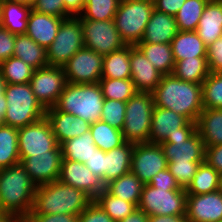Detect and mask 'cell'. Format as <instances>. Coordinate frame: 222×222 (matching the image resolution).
Instances as JSON below:
<instances>
[{"mask_svg":"<svg viewBox=\"0 0 222 222\" xmlns=\"http://www.w3.org/2000/svg\"><path fill=\"white\" fill-rule=\"evenodd\" d=\"M154 106L173 110L191 122H197L204 107L202 84L183 81L171 75H163L152 92Z\"/></svg>","mask_w":222,"mask_h":222,"instance_id":"obj_1","label":"cell"},{"mask_svg":"<svg viewBox=\"0 0 222 222\" xmlns=\"http://www.w3.org/2000/svg\"><path fill=\"white\" fill-rule=\"evenodd\" d=\"M36 187L20 163L0 169V211L24 220L33 209Z\"/></svg>","mask_w":222,"mask_h":222,"instance_id":"obj_2","label":"cell"},{"mask_svg":"<svg viewBox=\"0 0 222 222\" xmlns=\"http://www.w3.org/2000/svg\"><path fill=\"white\" fill-rule=\"evenodd\" d=\"M93 199L84 191L56 180L36 187L29 214L79 215Z\"/></svg>","mask_w":222,"mask_h":222,"instance_id":"obj_3","label":"cell"},{"mask_svg":"<svg viewBox=\"0 0 222 222\" xmlns=\"http://www.w3.org/2000/svg\"><path fill=\"white\" fill-rule=\"evenodd\" d=\"M104 100L99 83H67L55 107L59 111L73 114L91 124L100 120Z\"/></svg>","mask_w":222,"mask_h":222,"instance_id":"obj_4","label":"cell"},{"mask_svg":"<svg viewBox=\"0 0 222 222\" xmlns=\"http://www.w3.org/2000/svg\"><path fill=\"white\" fill-rule=\"evenodd\" d=\"M4 124L20 129L45 117L46 109L36 99L29 83L7 84Z\"/></svg>","mask_w":222,"mask_h":222,"instance_id":"obj_5","label":"cell"},{"mask_svg":"<svg viewBox=\"0 0 222 222\" xmlns=\"http://www.w3.org/2000/svg\"><path fill=\"white\" fill-rule=\"evenodd\" d=\"M154 10L151 0H121L114 16V23L126 45L136 46Z\"/></svg>","mask_w":222,"mask_h":222,"instance_id":"obj_6","label":"cell"},{"mask_svg":"<svg viewBox=\"0 0 222 222\" xmlns=\"http://www.w3.org/2000/svg\"><path fill=\"white\" fill-rule=\"evenodd\" d=\"M153 108L151 92H137L126 102L125 121L121 130L126 142H149Z\"/></svg>","mask_w":222,"mask_h":222,"instance_id":"obj_7","label":"cell"},{"mask_svg":"<svg viewBox=\"0 0 222 222\" xmlns=\"http://www.w3.org/2000/svg\"><path fill=\"white\" fill-rule=\"evenodd\" d=\"M83 47L85 44L79 17L63 19L54 41L46 49L48 65L63 67Z\"/></svg>","mask_w":222,"mask_h":222,"instance_id":"obj_8","label":"cell"},{"mask_svg":"<svg viewBox=\"0 0 222 222\" xmlns=\"http://www.w3.org/2000/svg\"><path fill=\"white\" fill-rule=\"evenodd\" d=\"M187 193L185 189H162L144 184L137 206L148 216L186 214Z\"/></svg>","mask_w":222,"mask_h":222,"instance_id":"obj_9","label":"cell"},{"mask_svg":"<svg viewBox=\"0 0 222 222\" xmlns=\"http://www.w3.org/2000/svg\"><path fill=\"white\" fill-rule=\"evenodd\" d=\"M81 21L84 44L99 55L106 56L113 51L122 49L126 43L122 40L114 19L95 21L79 19Z\"/></svg>","mask_w":222,"mask_h":222,"instance_id":"obj_10","label":"cell"},{"mask_svg":"<svg viewBox=\"0 0 222 222\" xmlns=\"http://www.w3.org/2000/svg\"><path fill=\"white\" fill-rule=\"evenodd\" d=\"M29 84L36 99L47 109L57 104L67 79L63 67L47 65L34 70Z\"/></svg>","mask_w":222,"mask_h":222,"instance_id":"obj_11","label":"cell"},{"mask_svg":"<svg viewBox=\"0 0 222 222\" xmlns=\"http://www.w3.org/2000/svg\"><path fill=\"white\" fill-rule=\"evenodd\" d=\"M58 146L46 117L18 129L19 157L48 154V151H54Z\"/></svg>","mask_w":222,"mask_h":222,"instance_id":"obj_12","label":"cell"},{"mask_svg":"<svg viewBox=\"0 0 222 222\" xmlns=\"http://www.w3.org/2000/svg\"><path fill=\"white\" fill-rule=\"evenodd\" d=\"M104 56L83 47L77 51L63 66L67 83H99L102 75Z\"/></svg>","mask_w":222,"mask_h":222,"instance_id":"obj_13","label":"cell"},{"mask_svg":"<svg viewBox=\"0 0 222 222\" xmlns=\"http://www.w3.org/2000/svg\"><path fill=\"white\" fill-rule=\"evenodd\" d=\"M196 131V122L189 121L173 110L154 106L151 116L149 143L160 144L172 135L194 134Z\"/></svg>","mask_w":222,"mask_h":222,"instance_id":"obj_14","label":"cell"},{"mask_svg":"<svg viewBox=\"0 0 222 222\" xmlns=\"http://www.w3.org/2000/svg\"><path fill=\"white\" fill-rule=\"evenodd\" d=\"M167 167L168 161L160 144L149 142L135 144L131 172L143 184H149L158 172Z\"/></svg>","mask_w":222,"mask_h":222,"instance_id":"obj_15","label":"cell"},{"mask_svg":"<svg viewBox=\"0 0 222 222\" xmlns=\"http://www.w3.org/2000/svg\"><path fill=\"white\" fill-rule=\"evenodd\" d=\"M160 145L168 162L205 161V145L197 131L172 135Z\"/></svg>","mask_w":222,"mask_h":222,"instance_id":"obj_16","label":"cell"},{"mask_svg":"<svg viewBox=\"0 0 222 222\" xmlns=\"http://www.w3.org/2000/svg\"><path fill=\"white\" fill-rule=\"evenodd\" d=\"M59 181L84 191L93 200L104 190L106 183L85 166V163L62 159Z\"/></svg>","mask_w":222,"mask_h":222,"instance_id":"obj_17","label":"cell"},{"mask_svg":"<svg viewBox=\"0 0 222 222\" xmlns=\"http://www.w3.org/2000/svg\"><path fill=\"white\" fill-rule=\"evenodd\" d=\"M61 161L62 150L60 145L54 151H48V154L20 157V164L37 186L58 180Z\"/></svg>","mask_w":222,"mask_h":222,"instance_id":"obj_18","label":"cell"},{"mask_svg":"<svg viewBox=\"0 0 222 222\" xmlns=\"http://www.w3.org/2000/svg\"><path fill=\"white\" fill-rule=\"evenodd\" d=\"M188 222H222V188L210 193L187 194Z\"/></svg>","mask_w":222,"mask_h":222,"instance_id":"obj_19","label":"cell"},{"mask_svg":"<svg viewBox=\"0 0 222 222\" xmlns=\"http://www.w3.org/2000/svg\"><path fill=\"white\" fill-rule=\"evenodd\" d=\"M131 81L137 92H153L161 81L163 74L146 58L143 52L130 45Z\"/></svg>","mask_w":222,"mask_h":222,"instance_id":"obj_20","label":"cell"},{"mask_svg":"<svg viewBox=\"0 0 222 222\" xmlns=\"http://www.w3.org/2000/svg\"><path fill=\"white\" fill-rule=\"evenodd\" d=\"M45 117L49 121L59 145L90 130L88 121L73 114L59 111L55 106L46 109Z\"/></svg>","mask_w":222,"mask_h":222,"instance_id":"obj_21","label":"cell"},{"mask_svg":"<svg viewBox=\"0 0 222 222\" xmlns=\"http://www.w3.org/2000/svg\"><path fill=\"white\" fill-rule=\"evenodd\" d=\"M63 19L65 18L39 13L32 9L25 34L47 49L54 41Z\"/></svg>","mask_w":222,"mask_h":222,"instance_id":"obj_22","label":"cell"},{"mask_svg":"<svg viewBox=\"0 0 222 222\" xmlns=\"http://www.w3.org/2000/svg\"><path fill=\"white\" fill-rule=\"evenodd\" d=\"M178 31L174 16L154 9L139 43H171Z\"/></svg>","mask_w":222,"mask_h":222,"instance_id":"obj_23","label":"cell"},{"mask_svg":"<svg viewBox=\"0 0 222 222\" xmlns=\"http://www.w3.org/2000/svg\"><path fill=\"white\" fill-rule=\"evenodd\" d=\"M208 47L222 37V0H209L195 30Z\"/></svg>","mask_w":222,"mask_h":222,"instance_id":"obj_24","label":"cell"},{"mask_svg":"<svg viewBox=\"0 0 222 222\" xmlns=\"http://www.w3.org/2000/svg\"><path fill=\"white\" fill-rule=\"evenodd\" d=\"M134 147V143L125 142L120 147L105 152V174L102 179L106 184L131 171Z\"/></svg>","mask_w":222,"mask_h":222,"instance_id":"obj_25","label":"cell"},{"mask_svg":"<svg viewBox=\"0 0 222 222\" xmlns=\"http://www.w3.org/2000/svg\"><path fill=\"white\" fill-rule=\"evenodd\" d=\"M31 6L0 0V25L14 34H25Z\"/></svg>","mask_w":222,"mask_h":222,"instance_id":"obj_26","label":"cell"},{"mask_svg":"<svg viewBox=\"0 0 222 222\" xmlns=\"http://www.w3.org/2000/svg\"><path fill=\"white\" fill-rule=\"evenodd\" d=\"M196 125L205 147L222 144V109L204 108Z\"/></svg>","mask_w":222,"mask_h":222,"instance_id":"obj_27","label":"cell"},{"mask_svg":"<svg viewBox=\"0 0 222 222\" xmlns=\"http://www.w3.org/2000/svg\"><path fill=\"white\" fill-rule=\"evenodd\" d=\"M175 63L193 57H207V47L195 31H178L171 41Z\"/></svg>","mask_w":222,"mask_h":222,"instance_id":"obj_28","label":"cell"},{"mask_svg":"<svg viewBox=\"0 0 222 222\" xmlns=\"http://www.w3.org/2000/svg\"><path fill=\"white\" fill-rule=\"evenodd\" d=\"M13 56L20 58L34 69L48 65L46 49L26 34H16Z\"/></svg>","mask_w":222,"mask_h":222,"instance_id":"obj_29","label":"cell"},{"mask_svg":"<svg viewBox=\"0 0 222 222\" xmlns=\"http://www.w3.org/2000/svg\"><path fill=\"white\" fill-rule=\"evenodd\" d=\"M144 184L130 171L117 179L106 184V191L113 196L133 203L139 204Z\"/></svg>","mask_w":222,"mask_h":222,"instance_id":"obj_30","label":"cell"},{"mask_svg":"<svg viewBox=\"0 0 222 222\" xmlns=\"http://www.w3.org/2000/svg\"><path fill=\"white\" fill-rule=\"evenodd\" d=\"M136 46L163 75L172 74L175 60L170 43H138Z\"/></svg>","mask_w":222,"mask_h":222,"instance_id":"obj_31","label":"cell"},{"mask_svg":"<svg viewBox=\"0 0 222 222\" xmlns=\"http://www.w3.org/2000/svg\"><path fill=\"white\" fill-rule=\"evenodd\" d=\"M101 78L131 79L130 45L104 56Z\"/></svg>","mask_w":222,"mask_h":222,"instance_id":"obj_32","label":"cell"},{"mask_svg":"<svg viewBox=\"0 0 222 222\" xmlns=\"http://www.w3.org/2000/svg\"><path fill=\"white\" fill-rule=\"evenodd\" d=\"M222 188V176L207 162L200 163L191 183L185 189L187 194L200 195Z\"/></svg>","mask_w":222,"mask_h":222,"instance_id":"obj_33","label":"cell"},{"mask_svg":"<svg viewBox=\"0 0 222 222\" xmlns=\"http://www.w3.org/2000/svg\"><path fill=\"white\" fill-rule=\"evenodd\" d=\"M62 159L86 163L96 153V145L90 130L79 137L69 139L61 145Z\"/></svg>","mask_w":222,"mask_h":222,"instance_id":"obj_34","label":"cell"},{"mask_svg":"<svg viewBox=\"0 0 222 222\" xmlns=\"http://www.w3.org/2000/svg\"><path fill=\"white\" fill-rule=\"evenodd\" d=\"M210 74L207 57H193L175 63L172 75L180 80L202 84Z\"/></svg>","mask_w":222,"mask_h":222,"instance_id":"obj_35","label":"cell"},{"mask_svg":"<svg viewBox=\"0 0 222 222\" xmlns=\"http://www.w3.org/2000/svg\"><path fill=\"white\" fill-rule=\"evenodd\" d=\"M20 163L18 129L9 125L0 126V169Z\"/></svg>","mask_w":222,"mask_h":222,"instance_id":"obj_36","label":"cell"},{"mask_svg":"<svg viewBox=\"0 0 222 222\" xmlns=\"http://www.w3.org/2000/svg\"><path fill=\"white\" fill-rule=\"evenodd\" d=\"M90 132L96 147L104 152L120 147L126 142L121 130L111 127L102 120L91 123Z\"/></svg>","mask_w":222,"mask_h":222,"instance_id":"obj_37","label":"cell"},{"mask_svg":"<svg viewBox=\"0 0 222 222\" xmlns=\"http://www.w3.org/2000/svg\"><path fill=\"white\" fill-rule=\"evenodd\" d=\"M209 0H186L174 16L179 31H195Z\"/></svg>","mask_w":222,"mask_h":222,"instance_id":"obj_38","label":"cell"},{"mask_svg":"<svg viewBox=\"0 0 222 222\" xmlns=\"http://www.w3.org/2000/svg\"><path fill=\"white\" fill-rule=\"evenodd\" d=\"M34 70L33 67L15 56L0 64V72L7 84L29 83Z\"/></svg>","mask_w":222,"mask_h":222,"instance_id":"obj_39","label":"cell"},{"mask_svg":"<svg viewBox=\"0 0 222 222\" xmlns=\"http://www.w3.org/2000/svg\"><path fill=\"white\" fill-rule=\"evenodd\" d=\"M99 85L105 99L127 102L137 93L131 79L101 78Z\"/></svg>","mask_w":222,"mask_h":222,"instance_id":"obj_40","label":"cell"},{"mask_svg":"<svg viewBox=\"0 0 222 222\" xmlns=\"http://www.w3.org/2000/svg\"><path fill=\"white\" fill-rule=\"evenodd\" d=\"M94 200L115 222H120L137 208L133 203L113 196L106 190L100 193Z\"/></svg>","mask_w":222,"mask_h":222,"instance_id":"obj_41","label":"cell"},{"mask_svg":"<svg viewBox=\"0 0 222 222\" xmlns=\"http://www.w3.org/2000/svg\"><path fill=\"white\" fill-rule=\"evenodd\" d=\"M121 0H86L79 19L106 21L114 19Z\"/></svg>","mask_w":222,"mask_h":222,"instance_id":"obj_42","label":"cell"},{"mask_svg":"<svg viewBox=\"0 0 222 222\" xmlns=\"http://www.w3.org/2000/svg\"><path fill=\"white\" fill-rule=\"evenodd\" d=\"M204 108L222 109V72H210L202 83Z\"/></svg>","mask_w":222,"mask_h":222,"instance_id":"obj_43","label":"cell"},{"mask_svg":"<svg viewBox=\"0 0 222 222\" xmlns=\"http://www.w3.org/2000/svg\"><path fill=\"white\" fill-rule=\"evenodd\" d=\"M126 102L105 99L102 106L101 118L111 127L122 130L125 121Z\"/></svg>","mask_w":222,"mask_h":222,"instance_id":"obj_44","label":"cell"},{"mask_svg":"<svg viewBox=\"0 0 222 222\" xmlns=\"http://www.w3.org/2000/svg\"><path fill=\"white\" fill-rule=\"evenodd\" d=\"M202 162H168V170L175 177L181 188L186 189L191 183Z\"/></svg>","mask_w":222,"mask_h":222,"instance_id":"obj_45","label":"cell"},{"mask_svg":"<svg viewBox=\"0 0 222 222\" xmlns=\"http://www.w3.org/2000/svg\"><path fill=\"white\" fill-rule=\"evenodd\" d=\"M32 9L36 12L55 17H71L65 10L63 0H37Z\"/></svg>","mask_w":222,"mask_h":222,"instance_id":"obj_46","label":"cell"},{"mask_svg":"<svg viewBox=\"0 0 222 222\" xmlns=\"http://www.w3.org/2000/svg\"><path fill=\"white\" fill-rule=\"evenodd\" d=\"M78 222H115L102 207L93 200L79 215Z\"/></svg>","mask_w":222,"mask_h":222,"instance_id":"obj_47","label":"cell"},{"mask_svg":"<svg viewBox=\"0 0 222 222\" xmlns=\"http://www.w3.org/2000/svg\"><path fill=\"white\" fill-rule=\"evenodd\" d=\"M207 63L210 72H222V37L207 47Z\"/></svg>","mask_w":222,"mask_h":222,"instance_id":"obj_48","label":"cell"},{"mask_svg":"<svg viewBox=\"0 0 222 222\" xmlns=\"http://www.w3.org/2000/svg\"><path fill=\"white\" fill-rule=\"evenodd\" d=\"M16 34L0 25V64L13 56Z\"/></svg>","mask_w":222,"mask_h":222,"instance_id":"obj_49","label":"cell"},{"mask_svg":"<svg viewBox=\"0 0 222 222\" xmlns=\"http://www.w3.org/2000/svg\"><path fill=\"white\" fill-rule=\"evenodd\" d=\"M149 185L162 189H184L179 186L175 177L167 169L158 172L150 181Z\"/></svg>","mask_w":222,"mask_h":222,"instance_id":"obj_50","label":"cell"},{"mask_svg":"<svg viewBox=\"0 0 222 222\" xmlns=\"http://www.w3.org/2000/svg\"><path fill=\"white\" fill-rule=\"evenodd\" d=\"M25 222H78L77 215L69 214H29Z\"/></svg>","mask_w":222,"mask_h":222,"instance_id":"obj_51","label":"cell"},{"mask_svg":"<svg viewBox=\"0 0 222 222\" xmlns=\"http://www.w3.org/2000/svg\"><path fill=\"white\" fill-rule=\"evenodd\" d=\"M205 162L222 176V144L205 147Z\"/></svg>","mask_w":222,"mask_h":222,"instance_id":"obj_52","label":"cell"},{"mask_svg":"<svg viewBox=\"0 0 222 222\" xmlns=\"http://www.w3.org/2000/svg\"><path fill=\"white\" fill-rule=\"evenodd\" d=\"M85 166H87L94 175L103 178L105 174V152L97 148L96 153L85 163Z\"/></svg>","mask_w":222,"mask_h":222,"instance_id":"obj_53","label":"cell"},{"mask_svg":"<svg viewBox=\"0 0 222 222\" xmlns=\"http://www.w3.org/2000/svg\"><path fill=\"white\" fill-rule=\"evenodd\" d=\"M186 0H154V9L175 16Z\"/></svg>","mask_w":222,"mask_h":222,"instance_id":"obj_54","label":"cell"},{"mask_svg":"<svg viewBox=\"0 0 222 222\" xmlns=\"http://www.w3.org/2000/svg\"><path fill=\"white\" fill-rule=\"evenodd\" d=\"M66 12L71 17H78L82 14L86 0H63Z\"/></svg>","mask_w":222,"mask_h":222,"instance_id":"obj_55","label":"cell"},{"mask_svg":"<svg viewBox=\"0 0 222 222\" xmlns=\"http://www.w3.org/2000/svg\"><path fill=\"white\" fill-rule=\"evenodd\" d=\"M148 222H188L186 214L149 216Z\"/></svg>","mask_w":222,"mask_h":222,"instance_id":"obj_56","label":"cell"},{"mask_svg":"<svg viewBox=\"0 0 222 222\" xmlns=\"http://www.w3.org/2000/svg\"><path fill=\"white\" fill-rule=\"evenodd\" d=\"M148 215L136 208L131 214L122 219L120 222H148Z\"/></svg>","mask_w":222,"mask_h":222,"instance_id":"obj_57","label":"cell"},{"mask_svg":"<svg viewBox=\"0 0 222 222\" xmlns=\"http://www.w3.org/2000/svg\"><path fill=\"white\" fill-rule=\"evenodd\" d=\"M6 96L5 93L0 96V126L4 125V117L6 114Z\"/></svg>","mask_w":222,"mask_h":222,"instance_id":"obj_58","label":"cell"},{"mask_svg":"<svg viewBox=\"0 0 222 222\" xmlns=\"http://www.w3.org/2000/svg\"><path fill=\"white\" fill-rule=\"evenodd\" d=\"M21 220L10 213L0 211V222H20Z\"/></svg>","mask_w":222,"mask_h":222,"instance_id":"obj_59","label":"cell"},{"mask_svg":"<svg viewBox=\"0 0 222 222\" xmlns=\"http://www.w3.org/2000/svg\"><path fill=\"white\" fill-rule=\"evenodd\" d=\"M10 2H19L28 6H31L33 8V6L36 4L37 0H7Z\"/></svg>","mask_w":222,"mask_h":222,"instance_id":"obj_60","label":"cell"},{"mask_svg":"<svg viewBox=\"0 0 222 222\" xmlns=\"http://www.w3.org/2000/svg\"><path fill=\"white\" fill-rule=\"evenodd\" d=\"M6 86H7V83L5 79L2 77V74L0 72V96L5 93Z\"/></svg>","mask_w":222,"mask_h":222,"instance_id":"obj_61","label":"cell"}]
</instances>
